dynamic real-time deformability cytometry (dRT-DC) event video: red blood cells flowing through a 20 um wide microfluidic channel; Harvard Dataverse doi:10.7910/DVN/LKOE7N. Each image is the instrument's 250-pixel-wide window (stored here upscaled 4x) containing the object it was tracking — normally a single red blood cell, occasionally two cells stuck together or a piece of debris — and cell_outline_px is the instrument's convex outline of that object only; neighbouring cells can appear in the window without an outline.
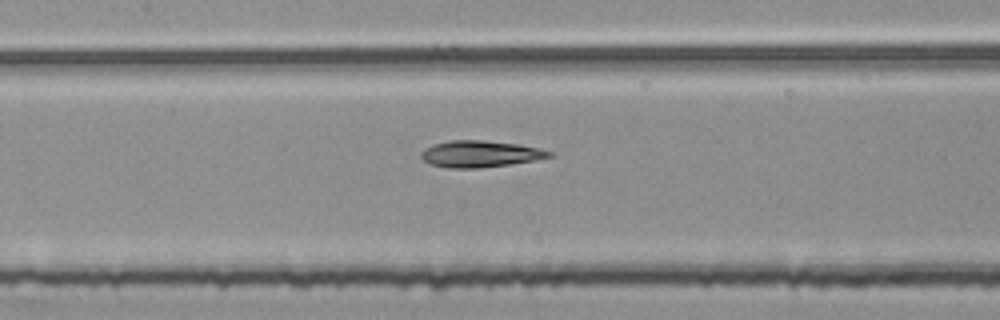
{"species": "common noctule bat (a hibernating species)", "species_latin": "Nyctalus noctula", "temperature_condition": "room temperature", "stored_images_in_passage": 14, "camera_frame_rate_fps": 3000, "um_per_image_px": 0.085, "animal": {"sex": "female", "body_mass_g": 25.1}, "frame": {"image": 1, "passage_image": 12, "time_ms": 3.667, "image_size_px": [1000, 320], "cell_outline_px": [[552, 156], [536, 160], [512, 164], [480, 168], [448, 168], [428, 164], [420, 156], [420, 152], [432, 144], [448, 140], [484, 140], [520, 144], [552, 152]], "centroid_in_image_um": [40.77, 13.08], "position_along_channel_um": 166.6, "area_um2": 20.0}}